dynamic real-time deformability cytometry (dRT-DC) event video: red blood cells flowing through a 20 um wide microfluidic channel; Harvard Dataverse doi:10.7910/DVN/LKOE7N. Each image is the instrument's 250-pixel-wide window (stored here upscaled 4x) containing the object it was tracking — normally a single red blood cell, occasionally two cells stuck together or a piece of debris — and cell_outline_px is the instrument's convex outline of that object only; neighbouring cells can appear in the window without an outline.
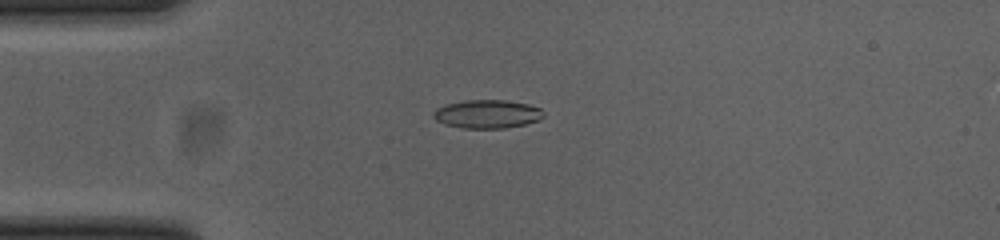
{"species": "common noctule bat (a hibernating species)", "species_latin": "Nyctalus noctula", "temperature_condition": "cold", "stored_images_in_passage": 53, "camera_frame_rate_fps": 3000, "um_per_image_px": 0.085, "animal": {"sex": "female", "body_mass_g": 23.0, "forearm_length_mm": 53.4}, "frame": {"image": 1, "passage_image": 14, "time_ms": 4.333, "image_size_px": [1000, 240], "cell_outline_px": [[544, 116], [536, 120], [524, 124], [504, 128], [464, 128], [444, 124], [436, 120], [432, 116], [432, 112], [436, 108], [448, 104], [464, 100], [504, 100], [528, 104], [540, 108], [544, 112]], "centroid_in_image_um": [41.38, 9.69], "position_along_channel_um": 43.6, "area_um2": 18.15}}
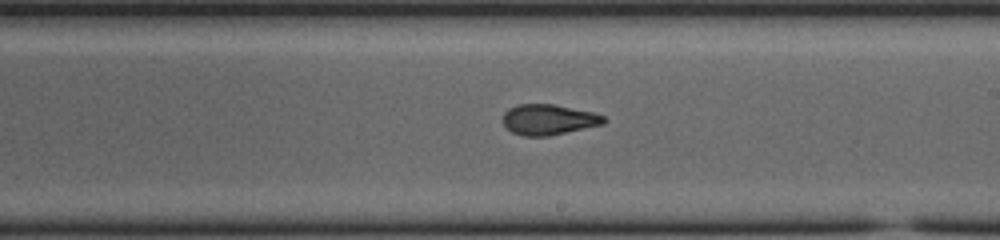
{"frame": {"image": 2, "passage_image": 31, "time_ms": 10.0, "image_size_px": [1000, 240], "cell_outline_px": [[604, 124], [548, 136], [524, 136], [512, 132], [504, 124], [504, 112], [508, 108], [516, 104], [552, 104], [592, 112], [604, 116]], "centroid_in_image_um": [46.6, 10.16], "position_along_channel_um": 242.4, "area_um2": 17.74}}
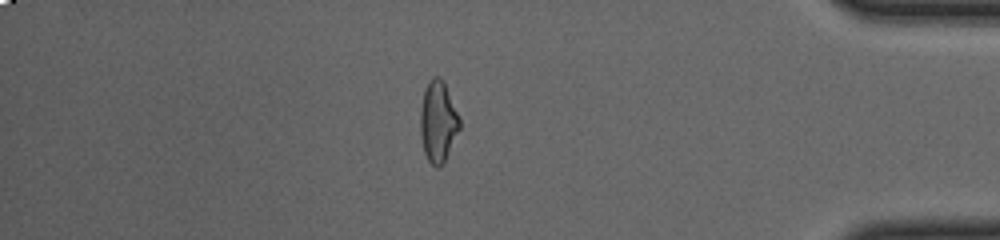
{"frame": {"image": 3, "passage_image": 46, "time_ms": 15.0, "image_size_px": [1000, 240], "cell_outline_px": [[460, 128], [444, 164], [440, 168], [436, 168], [428, 160], [424, 152], [420, 136], [420, 108], [424, 88], [432, 76], [440, 76], [444, 80], [460, 116]], "centroid_in_image_um": [37.24, 10.32], "position_along_channel_um": 398.0, "area_um2": 19.13}, "authors_computed_cell_mechanics": {"area_um2": 18.0336, "velocity_mm_per_s": 3.8566, "shape_relaxation_time_tau1_ms": 8.3563, "shape_relaxation_time_tau2_ms": 2.1248, "deformation_change_tau1": 0.237, "deformation_change_tau2": 0.0905}}